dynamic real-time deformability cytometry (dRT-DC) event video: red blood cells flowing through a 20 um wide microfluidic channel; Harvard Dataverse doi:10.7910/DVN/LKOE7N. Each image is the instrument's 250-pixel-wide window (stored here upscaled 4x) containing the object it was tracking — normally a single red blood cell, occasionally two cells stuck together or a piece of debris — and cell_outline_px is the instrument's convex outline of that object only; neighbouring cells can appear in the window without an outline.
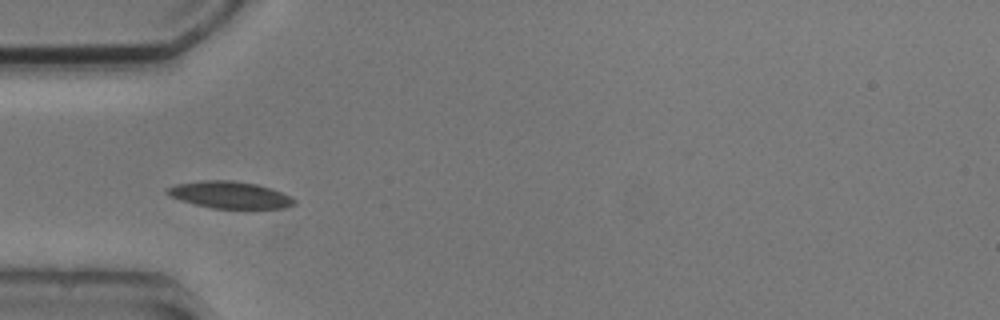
{"species": "common noctule bat (a hibernating species)", "species_latin": "Nyctalus noctula", "temperature_condition": "cold", "stored_images_in_passage": 4, "camera_frame_rate_fps": 3000, "um_per_image_px": 0.085, "animal": {"sex": "male", "body_mass_g": 20.5, "forearm_length_mm": 52.5}, "frame": {"image": 1, "passage_image": 4, "time_ms": 3.333, "image_size_px": [1000, 320], "cell_outline_px": [[296, 204], [284, 208], [212, 208], [180, 200], [168, 196], [164, 192], [168, 188], [176, 184], [200, 180], [232, 180], [256, 184], [280, 192], [296, 200]], "centroid_in_image_um": [19.49, 16.56], "position_along_channel_um": 65.5, "area_um2": 19.77}}